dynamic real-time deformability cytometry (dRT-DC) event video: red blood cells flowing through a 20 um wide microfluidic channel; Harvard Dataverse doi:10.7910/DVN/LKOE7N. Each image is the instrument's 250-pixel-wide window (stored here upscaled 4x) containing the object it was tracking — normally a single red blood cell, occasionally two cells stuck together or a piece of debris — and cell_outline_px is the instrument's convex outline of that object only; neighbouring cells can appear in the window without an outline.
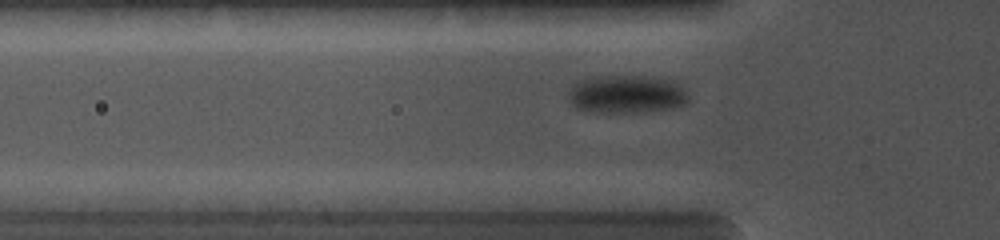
{"species": "common noctule bat (a hibernating species)", "species_latin": "Nyctalus noctula", "temperature_condition": "cold", "stored_images_in_passage": 25, "camera_frame_rate_fps": 5000, "um_per_image_px": 0.085, "animal": {"sex": "female", "body_mass_g": 19.0, "forearm_length_mm": 56.7}, "frame": {"image": 1, "passage_image": 3, "time_ms": 1.0, "image_size_px": [1000, 240], "cell_outline_px": [[688, 104], [672, 108], [644, 112], [592, 112], [576, 108], [572, 104], [572, 88], [576, 80], [596, 76], [652, 76], [672, 80], [680, 84], [684, 88], [688, 96]], "centroid_in_image_um": [53.33, 8.0], "position_along_channel_um": 72.5, "area_um2": 26.76}}
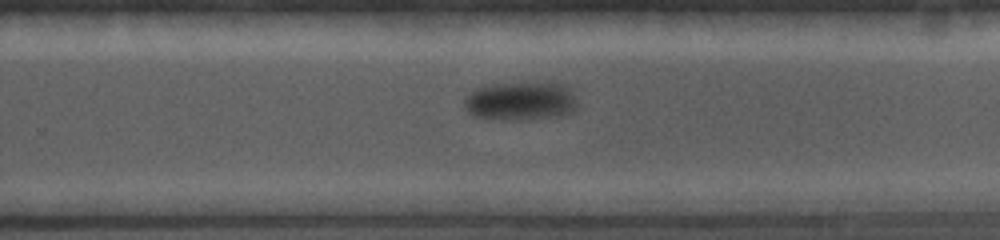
{"frame": {"image": 2, "passage_image": 14, "time_ms": 6.2, "image_size_px": [1000, 240], "cell_outline_px": [[576, 108], [572, 112], [552, 116], [528, 120], [492, 120], [476, 116], [468, 112], [464, 108], [464, 96], [476, 88], [488, 84], [520, 80], [564, 84], [572, 92], [576, 104]], "centroid_in_image_um": [44.18, 8.55], "position_along_channel_um": 285.6, "area_um2": 26.36}}
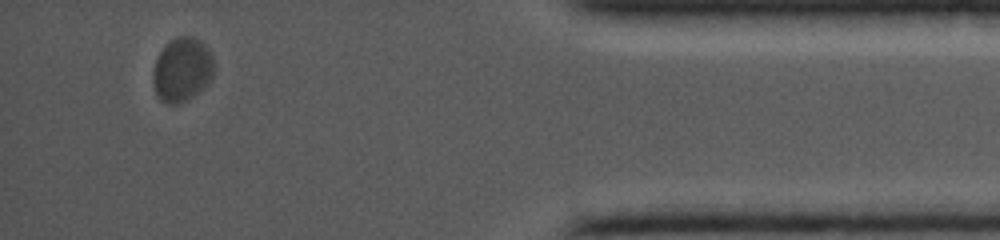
{"frame": {"image": 3, "passage_image": 23, "time_ms": 10.4, "image_size_px": [1000, 240], "cell_outline_px": [[212, 76], [196, 92], [184, 100], [176, 104], [168, 104], [160, 100], [156, 92], [152, 80], [152, 72], [156, 60], [160, 52], [168, 40], [176, 36], [192, 36], [200, 40], [208, 48], [212, 56]], "centroid_in_image_um": [15.43, 5.86], "position_along_channel_um": 419.8, "area_um2": 22.31}}